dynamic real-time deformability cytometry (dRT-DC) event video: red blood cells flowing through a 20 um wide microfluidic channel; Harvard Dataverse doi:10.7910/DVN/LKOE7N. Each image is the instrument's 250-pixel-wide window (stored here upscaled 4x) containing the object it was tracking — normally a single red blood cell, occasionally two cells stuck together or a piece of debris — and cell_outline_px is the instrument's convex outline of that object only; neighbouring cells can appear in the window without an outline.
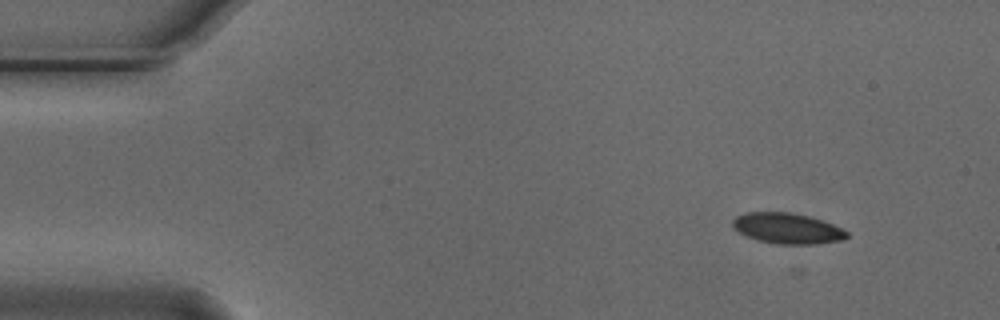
{"species": "Egyptian fruit bat (a non-hibernating species)", "species_latin": "Rousettus aegyptiacus", "temperature_condition": "cold", "stored_images_in_passage": 9, "camera_frame_rate_fps": 3000, "um_per_image_px": 0.085, "animal": {"sex": "male"}, "frame": {"image": 1, "passage_image": 2, "time_ms": 0.333, "image_size_px": [1000, 320], "cell_outline_px": [[848, 236], [844, 240], [816, 244], [776, 244], [756, 240], [732, 228], [732, 220], [736, 216], [744, 212], [792, 212], [824, 220], [848, 232]], "centroid_in_image_um": [66.91, 19.41], "position_along_channel_um": 18.1, "area_um2": 20.58}}
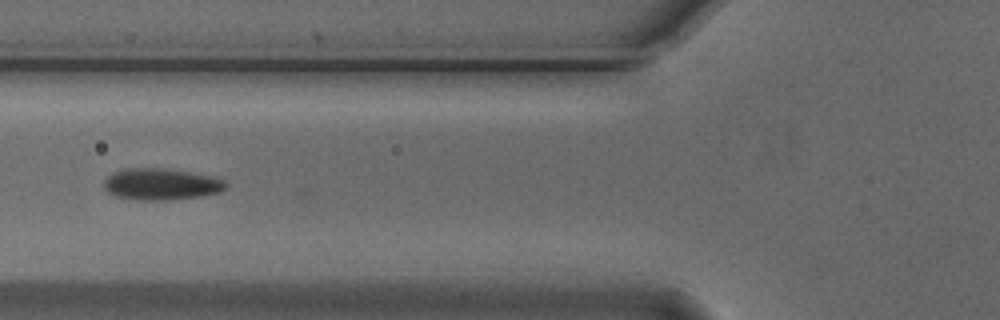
{"frame": {"image": 2, "passage_image": 6, "time_ms": 1.667, "image_size_px": [1000, 320], "cell_outline_px": [[228, 184], [220, 192], [200, 196], [168, 200], [136, 200], [116, 196], [108, 192], [104, 188], [104, 180], [112, 172], [124, 168], [164, 168], [216, 176], [224, 180]], "centroid_in_image_um": [13.69, 15.64], "position_along_channel_um": 112.1, "area_um2": 22.6}}
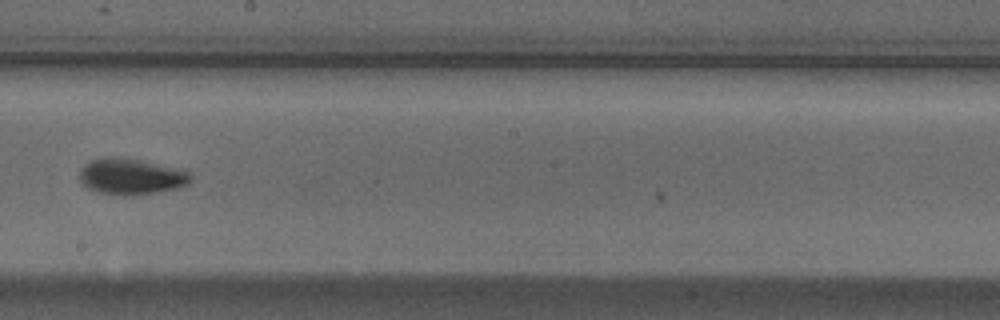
{"frame": {"image": 3, "passage_image": 9, "time_ms": 2.667, "image_size_px": [1000, 320], "cell_outline_px": [[192, 180], [188, 184], [176, 188], [156, 192], [132, 196], [124, 196], [100, 192], [88, 188], [80, 184], [80, 168], [84, 164], [92, 160], [104, 156], [112, 156], [136, 160], [188, 172], [192, 176]], "centroid_in_image_um": [11.06, 15.02], "position_along_channel_um": 237.1, "area_um2": 23.0}}